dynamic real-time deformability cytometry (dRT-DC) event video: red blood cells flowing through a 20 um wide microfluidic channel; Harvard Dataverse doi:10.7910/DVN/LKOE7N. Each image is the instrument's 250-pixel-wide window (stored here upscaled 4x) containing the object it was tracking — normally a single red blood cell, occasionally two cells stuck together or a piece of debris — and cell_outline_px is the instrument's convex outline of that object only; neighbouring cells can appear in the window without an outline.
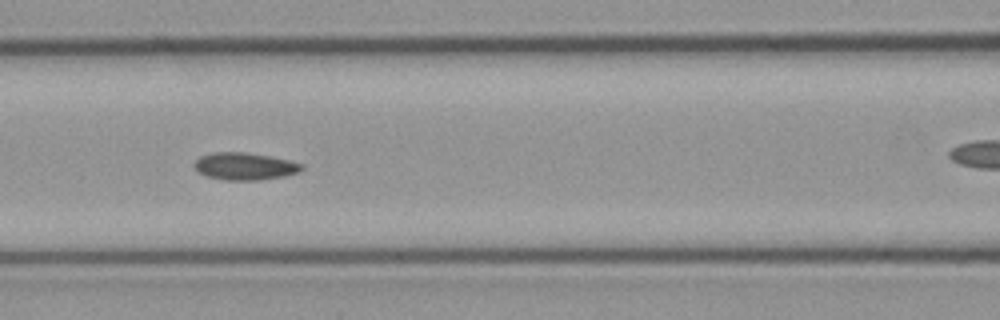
{"species": "common noctule bat (a hibernating species)", "species_latin": "Nyctalus noctula", "temperature_condition": "cold", "stored_images_in_passage": 10, "camera_frame_rate_fps": 3000, "um_per_image_px": 0.085, "animal": {"sex": "male", "body_mass_g": 23.1, "forearm_length_mm": 52.7}, "frame": {"image": 1, "passage_image": 7, "time_ms": 2.0, "image_size_px": [1000, 320], "cell_outline_px": [[304, 168], [300, 172], [284, 176], [260, 180], [224, 180], [204, 176], [196, 172], [192, 164], [200, 156], [216, 152], [244, 152], [268, 156], [288, 160], [304, 164]], "centroid_in_image_um": [20.77, 14.14], "position_along_channel_um": 145.8, "area_um2": 17.28}}